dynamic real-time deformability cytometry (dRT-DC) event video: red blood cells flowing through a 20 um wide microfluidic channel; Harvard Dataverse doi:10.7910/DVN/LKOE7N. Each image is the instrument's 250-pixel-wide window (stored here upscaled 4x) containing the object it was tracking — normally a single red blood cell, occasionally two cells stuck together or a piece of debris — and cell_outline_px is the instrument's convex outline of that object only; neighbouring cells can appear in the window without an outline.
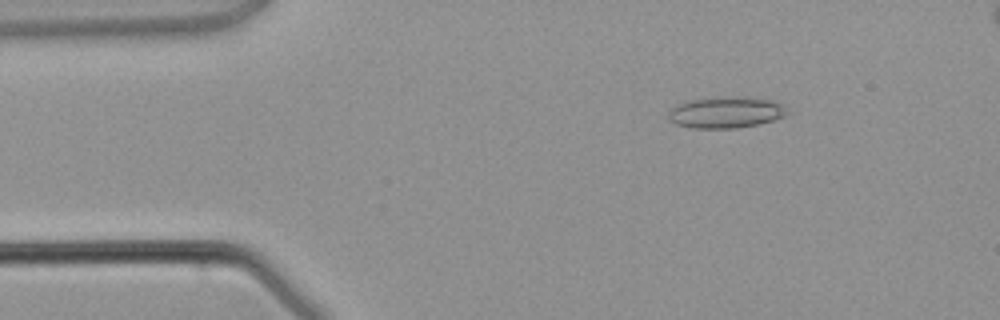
{"species": "common noctule bat (a hibernating species)", "species_latin": "Nyctalus noctula", "temperature_condition": "warm", "stored_images_in_passage": 5, "camera_frame_rate_fps": 3000, "um_per_image_px": 0.085, "animal": {"sex": "male", "body_mass_g": 21.5, "forearm_length_mm": 52.0}, "frame": {"image": 1, "passage_image": 5, "time_ms": 5.0, "image_size_px": [1000, 320], "cell_outline_px": [[792, 112], [776, 120], [760, 124], [736, 128], [692, 128], [676, 124], [668, 116], [668, 112], [676, 104], [688, 100], [772, 100], [784, 104]], "centroid_in_image_um": [61.75, 9.62], "position_along_channel_um": 23.2, "area_um2": 20.69}}